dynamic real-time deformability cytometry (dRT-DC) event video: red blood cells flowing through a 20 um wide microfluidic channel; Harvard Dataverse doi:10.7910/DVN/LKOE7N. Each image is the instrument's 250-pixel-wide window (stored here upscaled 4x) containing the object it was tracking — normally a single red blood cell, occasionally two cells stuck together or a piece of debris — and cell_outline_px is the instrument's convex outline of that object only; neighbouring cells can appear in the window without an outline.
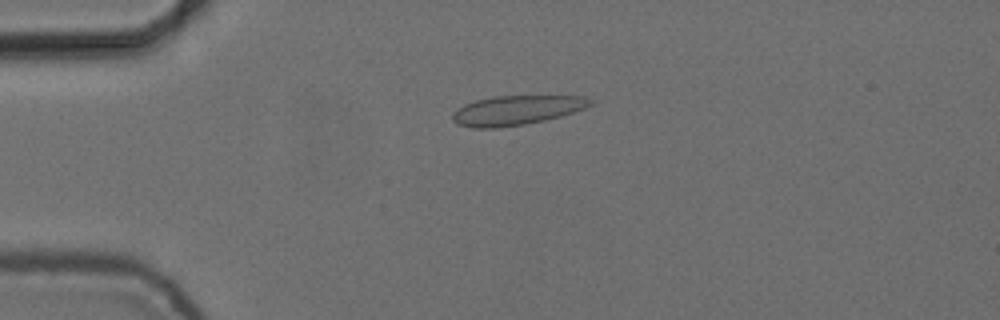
{"species": "common noctule bat (a hibernating species)", "species_latin": "Nyctalus noctula", "temperature_condition": "cold", "stored_images_in_passage": 2, "camera_frame_rate_fps": 3000, "um_per_image_px": 0.085, "animal": {"sex": "female", "body_mass_g": 24.6, "forearm_length_mm": 56.2}, "frame": {"image": 1, "passage_image": 1, "time_ms": 0.0, "image_size_px": [1000, 320], "cell_outline_px": [[596, 104], [560, 116], [544, 120], [524, 124], [496, 128], [472, 128], [460, 124], [452, 120], [452, 112], [464, 104], [476, 100], [496, 96], [584, 96], [596, 100]], "centroid_in_image_um": [43.93, 9.36], "position_along_channel_um": 41.1, "area_um2": 23.64}}